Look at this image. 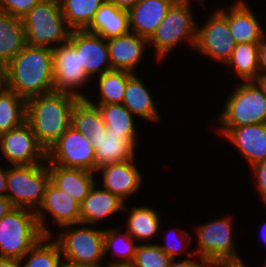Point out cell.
Masks as SVG:
<instances>
[{"label": "cell", "mask_w": 266, "mask_h": 267, "mask_svg": "<svg viewBox=\"0 0 266 267\" xmlns=\"http://www.w3.org/2000/svg\"><path fill=\"white\" fill-rule=\"evenodd\" d=\"M5 87L26 100L54 91L53 48L26 44L6 66Z\"/></svg>", "instance_id": "6da1fadb"}, {"label": "cell", "mask_w": 266, "mask_h": 267, "mask_svg": "<svg viewBox=\"0 0 266 267\" xmlns=\"http://www.w3.org/2000/svg\"><path fill=\"white\" fill-rule=\"evenodd\" d=\"M78 98L58 91L27 99L26 122L46 151L71 126Z\"/></svg>", "instance_id": "7a4b0ae2"}, {"label": "cell", "mask_w": 266, "mask_h": 267, "mask_svg": "<svg viewBox=\"0 0 266 267\" xmlns=\"http://www.w3.org/2000/svg\"><path fill=\"white\" fill-rule=\"evenodd\" d=\"M26 44L54 48L50 44L68 42V27L59 0H42L22 17Z\"/></svg>", "instance_id": "3957f363"}, {"label": "cell", "mask_w": 266, "mask_h": 267, "mask_svg": "<svg viewBox=\"0 0 266 267\" xmlns=\"http://www.w3.org/2000/svg\"><path fill=\"white\" fill-rule=\"evenodd\" d=\"M220 129L266 123V95L256 81H244L228 97L221 114Z\"/></svg>", "instance_id": "277c9868"}, {"label": "cell", "mask_w": 266, "mask_h": 267, "mask_svg": "<svg viewBox=\"0 0 266 267\" xmlns=\"http://www.w3.org/2000/svg\"><path fill=\"white\" fill-rule=\"evenodd\" d=\"M42 236L35 211L15 207L0 219V257L20 260Z\"/></svg>", "instance_id": "5b68a950"}, {"label": "cell", "mask_w": 266, "mask_h": 267, "mask_svg": "<svg viewBox=\"0 0 266 267\" xmlns=\"http://www.w3.org/2000/svg\"><path fill=\"white\" fill-rule=\"evenodd\" d=\"M6 197L17 208L37 211L44 200L50 182L47 161L35 165H16L7 168Z\"/></svg>", "instance_id": "8992f818"}, {"label": "cell", "mask_w": 266, "mask_h": 267, "mask_svg": "<svg viewBox=\"0 0 266 267\" xmlns=\"http://www.w3.org/2000/svg\"><path fill=\"white\" fill-rule=\"evenodd\" d=\"M193 19L190 0H175L172 3L164 19L148 39V44H153L155 48L156 60H162L185 39L194 48L197 24Z\"/></svg>", "instance_id": "52a82bcc"}, {"label": "cell", "mask_w": 266, "mask_h": 267, "mask_svg": "<svg viewBox=\"0 0 266 267\" xmlns=\"http://www.w3.org/2000/svg\"><path fill=\"white\" fill-rule=\"evenodd\" d=\"M75 226L62 227L66 230L56 236L63 260L78 265L103 267L100 260L105 258L104 230Z\"/></svg>", "instance_id": "ba28073f"}, {"label": "cell", "mask_w": 266, "mask_h": 267, "mask_svg": "<svg viewBox=\"0 0 266 267\" xmlns=\"http://www.w3.org/2000/svg\"><path fill=\"white\" fill-rule=\"evenodd\" d=\"M231 218H222L196 227L199 260L208 265L242 262L233 239Z\"/></svg>", "instance_id": "9c48e42d"}, {"label": "cell", "mask_w": 266, "mask_h": 267, "mask_svg": "<svg viewBox=\"0 0 266 267\" xmlns=\"http://www.w3.org/2000/svg\"><path fill=\"white\" fill-rule=\"evenodd\" d=\"M48 164L96 172L95 150L88 137L72 125L47 151Z\"/></svg>", "instance_id": "30bf717a"}, {"label": "cell", "mask_w": 266, "mask_h": 267, "mask_svg": "<svg viewBox=\"0 0 266 267\" xmlns=\"http://www.w3.org/2000/svg\"><path fill=\"white\" fill-rule=\"evenodd\" d=\"M90 79L80 65L79 52L69 42L53 48L54 91L86 99L87 97L76 89L82 88Z\"/></svg>", "instance_id": "8fae6325"}, {"label": "cell", "mask_w": 266, "mask_h": 267, "mask_svg": "<svg viewBox=\"0 0 266 267\" xmlns=\"http://www.w3.org/2000/svg\"><path fill=\"white\" fill-rule=\"evenodd\" d=\"M0 150L12 166L47 161V151L38 142L27 122L0 135Z\"/></svg>", "instance_id": "7c38bea8"}, {"label": "cell", "mask_w": 266, "mask_h": 267, "mask_svg": "<svg viewBox=\"0 0 266 267\" xmlns=\"http://www.w3.org/2000/svg\"><path fill=\"white\" fill-rule=\"evenodd\" d=\"M235 46L228 21L218 10L202 27L196 26L194 49L201 54L226 64Z\"/></svg>", "instance_id": "4fadbf2b"}, {"label": "cell", "mask_w": 266, "mask_h": 267, "mask_svg": "<svg viewBox=\"0 0 266 267\" xmlns=\"http://www.w3.org/2000/svg\"><path fill=\"white\" fill-rule=\"evenodd\" d=\"M53 216V223L60 228L68 225L80 224V204L70 195L60 190L51 181L45 189L44 200L35 212L39 229L43 236H51V232L45 225L43 211Z\"/></svg>", "instance_id": "5bb4252c"}, {"label": "cell", "mask_w": 266, "mask_h": 267, "mask_svg": "<svg viewBox=\"0 0 266 267\" xmlns=\"http://www.w3.org/2000/svg\"><path fill=\"white\" fill-rule=\"evenodd\" d=\"M68 42L79 52L80 65L87 75L111 71L107 40L86 30H72Z\"/></svg>", "instance_id": "9a60e30c"}, {"label": "cell", "mask_w": 266, "mask_h": 267, "mask_svg": "<svg viewBox=\"0 0 266 267\" xmlns=\"http://www.w3.org/2000/svg\"><path fill=\"white\" fill-rule=\"evenodd\" d=\"M219 132L235 145L250 166L266 160V123L220 129Z\"/></svg>", "instance_id": "2e32d148"}, {"label": "cell", "mask_w": 266, "mask_h": 267, "mask_svg": "<svg viewBox=\"0 0 266 267\" xmlns=\"http://www.w3.org/2000/svg\"><path fill=\"white\" fill-rule=\"evenodd\" d=\"M134 159L104 165L96 170L102 172L103 189L125 201L140 189L142 174L135 167Z\"/></svg>", "instance_id": "e0dca14e"}, {"label": "cell", "mask_w": 266, "mask_h": 267, "mask_svg": "<svg viewBox=\"0 0 266 267\" xmlns=\"http://www.w3.org/2000/svg\"><path fill=\"white\" fill-rule=\"evenodd\" d=\"M218 11L227 19L236 44L259 43L266 35L265 29L245 1L238 0L227 11Z\"/></svg>", "instance_id": "ac0fdd59"}, {"label": "cell", "mask_w": 266, "mask_h": 267, "mask_svg": "<svg viewBox=\"0 0 266 267\" xmlns=\"http://www.w3.org/2000/svg\"><path fill=\"white\" fill-rule=\"evenodd\" d=\"M112 70H125L134 73L140 63L148 39L129 32L122 36L107 39Z\"/></svg>", "instance_id": "d6986e66"}, {"label": "cell", "mask_w": 266, "mask_h": 267, "mask_svg": "<svg viewBox=\"0 0 266 267\" xmlns=\"http://www.w3.org/2000/svg\"><path fill=\"white\" fill-rule=\"evenodd\" d=\"M175 0H141L128 10L130 32L149 39Z\"/></svg>", "instance_id": "ffe728a7"}, {"label": "cell", "mask_w": 266, "mask_h": 267, "mask_svg": "<svg viewBox=\"0 0 266 267\" xmlns=\"http://www.w3.org/2000/svg\"><path fill=\"white\" fill-rule=\"evenodd\" d=\"M96 183L80 204V224H97L101 219L124 210L125 201L104 189H97Z\"/></svg>", "instance_id": "44dd1931"}, {"label": "cell", "mask_w": 266, "mask_h": 267, "mask_svg": "<svg viewBox=\"0 0 266 267\" xmlns=\"http://www.w3.org/2000/svg\"><path fill=\"white\" fill-rule=\"evenodd\" d=\"M48 169L50 181L79 204L96 183L92 171L81 168H64L55 164H48Z\"/></svg>", "instance_id": "7402d4cb"}, {"label": "cell", "mask_w": 266, "mask_h": 267, "mask_svg": "<svg viewBox=\"0 0 266 267\" xmlns=\"http://www.w3.org/2000/svg\"><path fill=\"white\" fill-rule=\"evenodd\" d=\"M85 30L106 40L125 35L130 32L129 12L105 0Z\"/></svg>", "instance_id": "603a6c76"}, {"label": "cell", "mask_w": 266, "mask_h": 267, "mask_svg": "<svg viewBox=\"0 0 266 267\" xmlns=\"http://www.w3.org/2000/svg\"><path fill=\"white\" fill-rule=\"evenodd\" d=\"M89 140L95 150L96 170L107 164L135 159V147L120 135L103 133Z\"/></svg>", "instance_id": "cb8c5ba5"}, {"label": "cell", "mask_w": 266, "mask_h": 267, "mask_svg": "<svg viewBox=\"0 0 266 267\" xmlns=\"http://www.w3.org/2000/svg\"><path fill=\"white\" fill-rule=\"evenodd\" d=\"M25 45L22 18L0 12V61L7 66Z\"/></svg>", "instance_id": "d4e9b609"}, {"label": "cell", "mask_w": 266, "mask_h": 267, "mask_svg": "<svg viewBox=\"0 0 266 267\" xmlns=\"http://www.w3.org/2000/svg\"><path fill=\"white\" fill-rule=\"evenodd\" d=\"M150 91L134 73L127 81L122 104L135 116L145 120L159 119Z\"/></svg>", "instance_id": "484cf974"}, {"label": "cell", "mask_w": 266, "mask_h": 267, "mask_svg": "<svg viewBox=\"0 0 266 267\" xmlns=\"http://www.w3.org/2000/svg\"><path fill=\"white\" fill-rule=\"evenodd\" d=\"M96 106L102 114L106 133L120 135L136 148L137 133L133 114L122 103Z\"/></svg>", "instance_id": "4316f807"}, {"label": "cell", "mask_w": 266, "mask_h": 267, "mask_svg": "<svg viewBox=\"0 0 266 267\" xmlns=\"http://www.w3.org/2000/svg\"><path fill=\"white\" fill-rule=\"evenodd\" d=\"M26 103L16 92L0 88V135L26 122Z\"/></svg>", "instance_id": "83f0119b"}, {"label": "cell", "mask_w": 266, "mask_h": 267, "mask_svg": "<svg viewBox=\"0 0 266 267\" xmlns=\"http://www.w3.org/2000/svg\"><path fill=\"white\" fill-rule=\"evenodd\" d=\"M123 211H130L126 223L127 232L134 240L145 241L152 239L160 228V217L157 211L150 207H132L128 209L124 206Z\"/></svg>", "instance_id": "f1b7e54d"}, {"label": "cell", "mask_w": 266, "mask_h": 267, "mask_svg": "<svg viewBox=\"0 0 266 267\" xmlns=\"http://www.w3.org/2000/svg\"><path fill=\"white\" fill-rule=\"evenodd\" d=\"M71 125L88 138L106 133L107 129L100 110L87 99H78L73 106Z\"/></svg>", "instance_id": "f546056e"}, {"label": "cell", "mask_w": 266, "mask_h": 267, "mask_svg": "<svg viewBox=\"0 0 266 267\" xmlns=\"http://www.w3.org/2000/svg\"><path fill=\"white\" fill-rule=\"evenodd\" d=\"M258 44H236L231 58L226 63L233 67L234 72L243 81H255L260 75Z\"/></svg>", "instance_id": "4dcf8cb0"}, {"label": "cell", "mask_w": 266, "mask_h": 267, "mask_svg": "<svg viewBox=\"0 0 266 267\" xmlns=\"http://www.w3.org/2000/svg\"><path fill=\"white\" fill-rule=\"evenodd\" d=\"M64 19L71 30H85L105 0H59Z\"/></svg>", "instance_id": "1f68e13d"}, {"label": "cell", "mask_w": 266, "mask_h": 267, "mask_svg": "<svg viewBox=\"0 0 266 267\" xmlns=\"http://www.w3.org/2000/svg\"><path fill=\"white\" fill-rule=\"evenodd\" d=\"M134 73L125 70H111L98 76L100 99L97 104L87 97L93 105L120 104L124 98V92L128 79Z\"/></svg>", "instance_id": "d6a6232c"}, {"label": "cell", "mask_w": 266, "mask_h": 267, "mask_svg": "<svg viewBox=\"0 0 266 267\" xmlns=\"http://www.w3.org/2000/svg\"><path fill=\"white\" fill-rule=\"evenodd\" d=\"M52 236H42L39 241L20 259L22 267H61V249L56 240L49 241ZM29 255V257H28ZM27 257V258H26ZM25 261V263H22ZM23 264V265H22Z\"/></svg>", "instance_id": "836d02e7"}, {"label": "cell", "mask_w": 266, "mask_h": 267, "mask_svg": "<svg viewBox=\"0 0 266 267\" xmlns=\"http://www.w3.org/2000/svg\"><path fill=\"white\" fill-rule=\"evenodd\" d=\"M121 241V242H120ZM134 239L130 236V234L126 231L125 234H121L119 228H111L104 230V247H105V255L109 252L110 248L116 252L114 255L119 258L114 262H109L108 264H128L133 263L135 258V253L138 244H134ZM120 242V243H118ZM122 243V244H121Z\"/></svg>", "instance_id": "e575fe53"}, {"label": "cell", "mask_w": 266, "mask_h": 267, "mask_svg": "<svg viewBox=\"0 0 266 267\" xmlns=\"http://www.w3.org/2000/svg\"><path fill=\"white\" fill-rule=\"evenodd\" d=\"M171 261L158 244H138L132 264L134 267H169Z\"/></svg>", "instance_id": "d590c367"}, {"label": "cell", "mask_w": 266, "mask_h": 267, "mask_svg": "<svg viewBox=\"0 0 266 267\" xmlns=\"http://www.w3.org/2000/svg\"><path fill=\"white\" fill-rule=\"evenodd\" d=\"M42 0H0V12L22 18Z\"/></svg>", "instance_id": "8d00e7d4"}, {"label": "cell", "mask_w": 266, "mask_h": 267, "mask_svg": "<svg viewBox=\"0 0 266 267\" xmlns=\"http://www.w3.org/2000/svg\"><path fill=\"white\" fill-rule=\"evenodd\" d=\"M251 170L255 174L254 176H256L257 187L266 204V160L255 163L251 166Z\"/></svg>", "instance_id": "74e56055"}, {"label": "cell", "mask_w": 266, "mask_h": 267, "mask_svg": "<svg viewBox=\"0 0 266 267\" xmlns=\"http://www.w3.org/2000/svg\"><path fill=\"white\" fill-rule=\"evenodd\" d=\"M260 74L266 75V35L258 44Z\"/></svg>", "instance_id": "f35d334b"}, {"label": "cell", "mask_w": 266, "mask_h": 267, "mask_svg": "<svg viewBox=\"0 0 266 267\" xmlns=\"http://www.w3.org/2000/svg\"><path fill=\"white\" fill-rule=\"evenodd\" d=\"M184 236H182L180 234L179 238H178V242L179 240H181ZM177 242V243H178ZM168 256H170L172 259H175V256L183 254L182 252H184V248H182L183 246H179V245H158ZM182 248V249H181Z\"/></svg>", "instance_id": "ab89813d"}, {"label": "cell", "mask_w": 266, "mask_h": 267, "mask_svg": "<svg viewBox=\"0 0 266 267\" xmlns=\"http://www.w3.org/2000/svg\"><path fill=\"white\" fill-rule=\"evenodd\" d=\"M201 263L199 262H195L194 260H190V259H183L180 261H174V259H172L170 266L169 267H207L208 264L205 263L204 260H200Z\"/></svg>", "instance_id": "60d3db41"}, {"label": "cell", "mask_w": 266, "mask_h": 267, "mask_svg": "<svg viewBox=\"0 0 266 267\" xmlns=\"http://www.w3.org/2000/svg\"><path fill=\"white\" fill-rule=\"evenodd\" d=\"M13 208L11 201L6 197H0V219L6 216Z\"/></svg>", "instance_id": "b9f144b4"}, {"label": "cell", "mask_w": 266, "mask_h": 267, "mask_svg": "<svg viewBox=\"0 0 266 267\" xmlns=\"http://www.w3.org/2000/svg\"><path fill=\"white\" fill-rule=\"evenodd\" d=\"M107 1L114 3L119 8L129 10L137 3H139L141 0H107Z\"/></svg>", "instance_id": "7bdbcfd3"}, {"label": "cell", "mask_w": 266, "mask_h": 267, "mask_svg": "<svg viewBox=\"0 0 266 267\" xmlns=\"http://www.w3.org/2000/svg\"><path fill=\"white\" fill-rule=\"evenodd\" d=\"M6 178H7V169L4 170L0 167V197L6 196L5 193L7 192Z\"/></svg>", "instance_id": "ee69618b"}, {"label": "cell", "mask_w": 266, "mask_h": 267, "mask_svg": "<svg viewBox=\"0 0 266 267\" xmlns=\"http://www.w3.org/2000/svg\"><path fill=\"white\" fill-rule=\"evenodd\" d=\"M0 267H22L19 260L0 257Z\"/></svg>", "instance_id": "f6af8a7d"}, {"label": "cell", "mask_w": 266, "mask_h": 267, "mask_svg": "<svg viewBox=\"0 0 266 267\" xmlns=\"http://www.w3.org/2000/svg\"><path fill=\"white\" fill-rule=\"evenodd\" d=\"M246 267L243 262H229V263H215L208 265V267Z\"/></svg>", "instance_id": "bcb514c9"}, {"label": "cell", "mask_w": 266, "mask_h": 267, "mask_svg": "<svg viewBox=\"0 0 266 267\" xmlns=\"http://www.w3.org/2000/svg\"><path fill=\"white\" fill-rule=\"evenodd\" d=\"M6 85V66L0 61V88Z\"/></svg>", "instance_id": "7dc6e473"}, {"label": "cell", "mask_w": 266, "mask_h": 267, "mask_svg": "<svg viewBox=\"0 0 266 267\" xmlns=\"http://www.w3.org/2000/svg\"><path fill=\"white\" fill-rule=\"evenodd\" d=\"M255 81L260 85L266 95V75L260 74Z\"/></svg>", "instance_id": "c3c4849f"}, {"label": "cell", "mask_w": 266, "mask_h": 267, "mask_svg": "<svg viewBox=\"0 0 266 267\" xmlns=\"http://www.w3.org/2000/svg\"><path fill=\"white\" fill-rule=\"evenodd\" d=\"M61 267H91V266L78 265L64 261Z\"/></svg>", "instance_id": "681fc988"}, {"label": "cell", "mask_w": 266, "mask_h": 267, "mask_svg": "<svg viewBox=\"0 0 266 267\" xmlns=\"http://www.w3.org/2000/svg\"><path fill=\"white\" fill-rule=\"evenodd\" d=\"M106 267H134L132 263L128 264H108Z\"/></svg>", "instance_id": "f907efd6"}]
</instances>
